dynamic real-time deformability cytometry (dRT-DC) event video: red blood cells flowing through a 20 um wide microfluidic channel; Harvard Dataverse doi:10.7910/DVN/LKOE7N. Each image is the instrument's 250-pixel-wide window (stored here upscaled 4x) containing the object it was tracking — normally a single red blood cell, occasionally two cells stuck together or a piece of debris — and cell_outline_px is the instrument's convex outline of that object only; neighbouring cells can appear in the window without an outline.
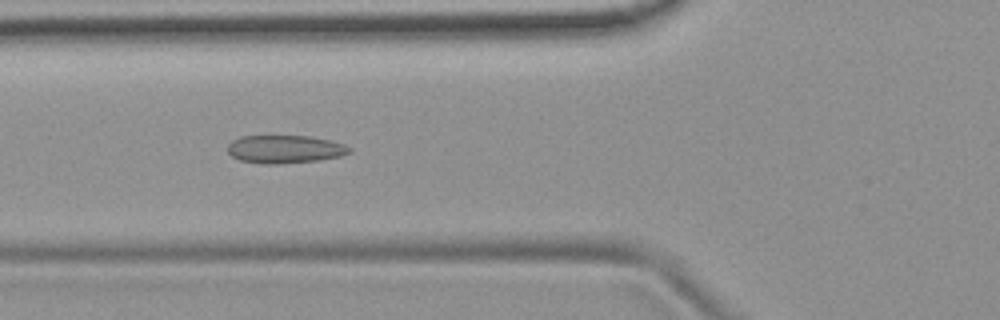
{"species": "common noctule bat (a hibernating species)", "species_latin": "Nyctalus noctula", "temperature_condition": "room temperature", "stored_images_in_passage": 6, "camera_frame_rate_fps": 3000, "um_per_image_px": 0.085, "animal": {"sex": "female", "body_mass_g": 19.9}, "frame": {"image": 1, "passage_image": 5, "time_ms": 5.667, "image_size_px": [1000, 320], "cell_outline_px": [[352, 152], [340, 156], [316, 160], [280, 164], [264, 164], [240, 160], [232, 156], [228, 152], [228, 144], [232, 140], [240, 136], [312, 136], [344, 144], [352, 148]], "centroid_in_image_um": [24.21, 12.68], "position_along_channel_um": 101.6, "area_um2": 19.88}}
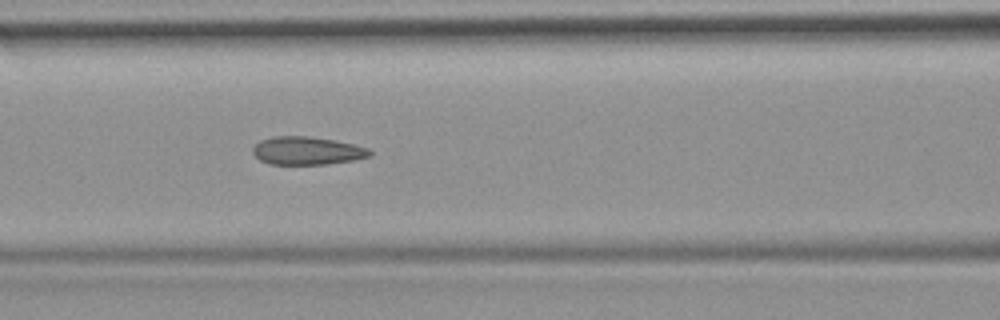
{"frame": {"image": 2, "passage_image": 6, "time_ms": 6.667, "image_size_px": [1000, 320], "cell_outline_px": [[372, 156], [352, 160], [324, 164], [268, 164], [260, 160], [252, 152], [252, 148], [260, 140], [276, 136], [308, 136], [336, 140], [368, 148], [372, 152]], "centroid_in_image_um": [26.09, 12.81], "position_along_channel_um": 140.5, "area_um2": 19.07}}